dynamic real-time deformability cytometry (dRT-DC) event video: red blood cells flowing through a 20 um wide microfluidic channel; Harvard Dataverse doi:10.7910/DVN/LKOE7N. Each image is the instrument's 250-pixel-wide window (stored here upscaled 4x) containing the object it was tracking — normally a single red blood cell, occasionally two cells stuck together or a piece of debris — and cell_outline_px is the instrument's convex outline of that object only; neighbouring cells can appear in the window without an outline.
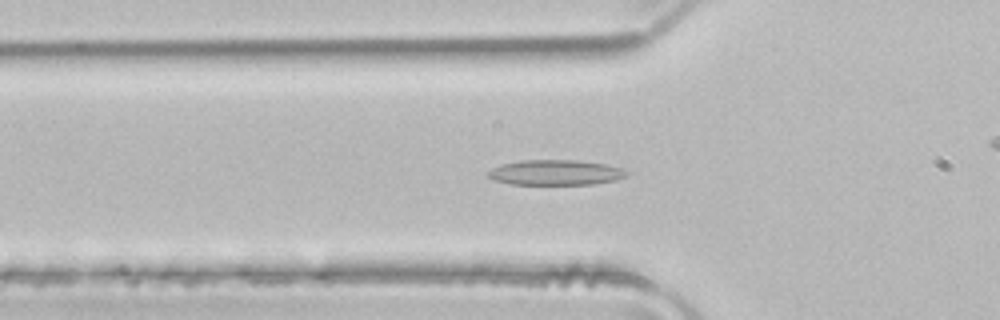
{"species": "common noctule bat (a hibernating species)", "species_latin": "Nyctalus noctula", "temperature_condition": "room temperature", "stored_images_in_passage": 52, "camera_frame_rate_fps": 3000, "um_per_image_px": 0.085, "animal": {"sex": "male", "body_mass_g": 21.5, "forearm_length_mm": 52.0}, "frame": {"image": 1, "passage_image": 17, "time_ms": 5.333, "image_size_px": [1000, 320], "cell_outline_px": [[632, 172], [628, 176], [616, 180], [592, 184], [512, 184], [492, 180], [488, 176], [488, 172], [492, 168], [504, 164], [520, 160], [576, 160], [608, 164], [624, 168]], "centroid_in_image_um": [47.31, 14.66], "position_along_channel_um": 78.5, "area_um2": 20.58}}
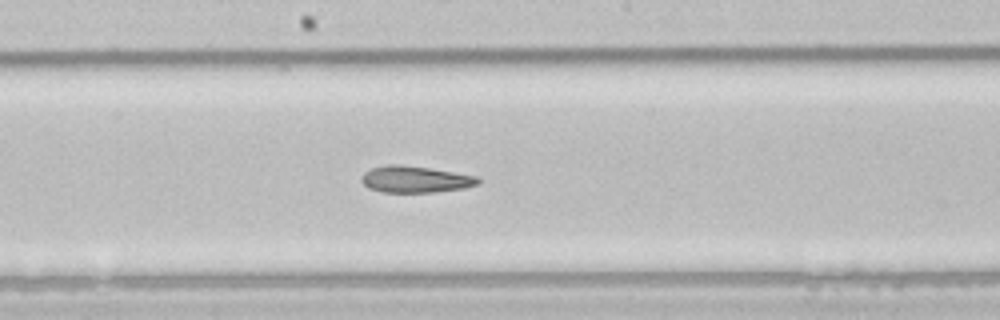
{"frame": {"image": 2, "passage_image": 27, "time_ms": 8.667, "image_size_px": [1000, 320], "cell_outline_px": [[480, 184], [464, 188], [436, 192], [384, 192], [368, 188], [360, 180], [360, 176], [364, 172], [372, 168], [388, 164], [396, 164], [428, 168], [476, 176], [480, 180]], "centroid_in_image_um": [35.27, 15.25], "position_along_channel_um": 212.9, "area_um2": 17.98}}
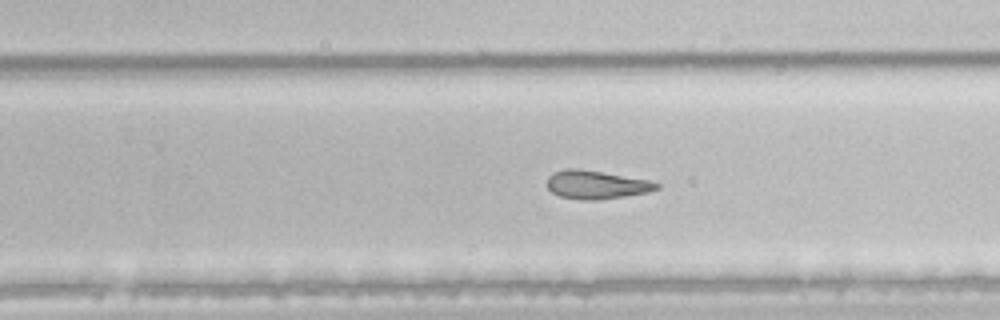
{"frame": {"image": 3, "passage_image": 32, "time_ms": 10.333, "image_size_px": [1000, 320], "cell_outline_px": [[660, 188], [648, 192], [624, 196], [596, 200], [580, 200], [560, 196], [552, 192], [548, 188], [548, 176], [552, 172], [564, 168], [580, 168], [648, 180], [660, 184]], "centroid_in_image_um": [50.66, 15.69], "position_along_channel_um": 279.1, "area_um2": 18.15}}